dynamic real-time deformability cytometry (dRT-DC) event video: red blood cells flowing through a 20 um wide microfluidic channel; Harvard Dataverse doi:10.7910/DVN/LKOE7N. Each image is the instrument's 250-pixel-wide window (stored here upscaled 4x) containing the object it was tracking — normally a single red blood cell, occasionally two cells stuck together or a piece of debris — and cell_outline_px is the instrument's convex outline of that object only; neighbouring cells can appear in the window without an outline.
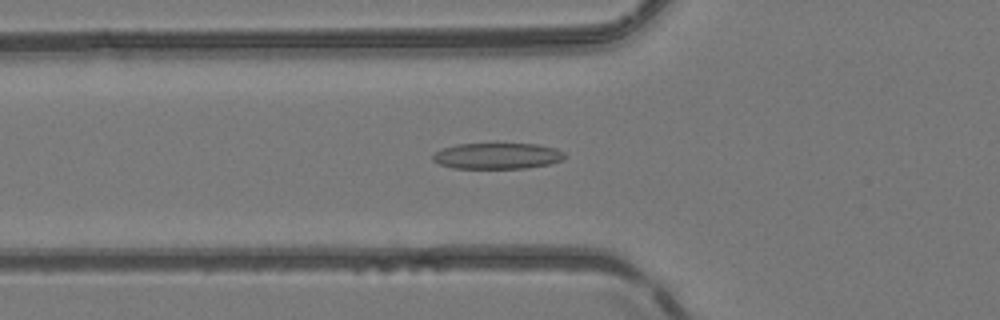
{"species": "common noctule bat (a hibernating species)", "species_latin": "Nyctalus noctula", "temperature_condition": "room temperature", "stored_images_in_passage": 46, "camera_frame_rate_fps": 3000, "um_per_image_px": 0.085, "animal": {"sex": "female", "body_mass_g": 24.6, "forearm_length_mm": 56.2}, "frame": {"image": 1, "passage_image": 14, "time_ms": 4.333, "image_size_px": [1000, 320], "cell_outline_px": [[568, 156], [560, 160], [548, 164], [528, 168], [452, 168], [440, 164], [432, 160], [432, 156], [436, 152], [444, 148], [456, 144], [536, 144], [556, 148], [564, 152]], "centroid_in_image_um": [42.28, 13.25], "position_along_channel_um": 83.5, "area_um2": 19.94}}
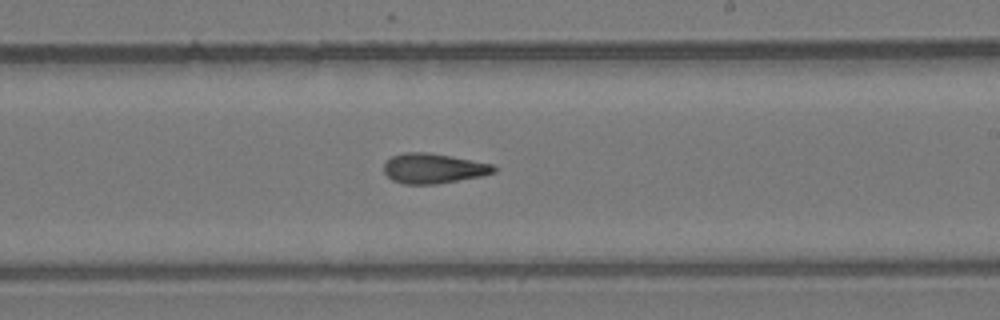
{"frame": {"image": 2, "passage_image": 26, "time_ms": 8.333, "image_size_px": [1000, 320], "cell_outline_px": [[496, 172], [480, 176], [436, 184], [404, 184], [392, 180], [384, 172], [384, 164], [392, 156], [404, 152], [424, 152], [448, 156], [492, 164], [496, 168]], "centroid_in_image_um": [36.81, 14.32], "position_along_channel_um": 252.2, "area_um2": 18.9}}
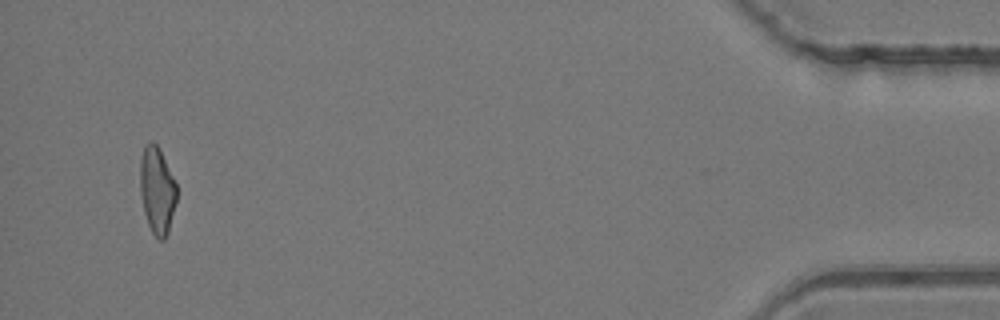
{"frame": {"image": 3, "passage_image": 44, "time_ms": 14.333, "image_size_px": [1000, 320], "cell_outline_px": [[176, 200], [168, 232], [164, 240], [160, 240], [152, 232], [148, 224], [144, 212], [140, 192], [140, 160], [144, 144], [148, 140], [152, 140], [160, 148], [176, 184]], "centroid_in_image_um": [13.33, 16.12], "position_along_channel_um": 421.9, "area_um2": 18.55}, "authors_computed_cell_mechanics": {"area_um2": 19.2763, "velocity_mm_per_s": 4.1868, "shape_relaxation_time_tau1_ms": null, "shape_relaxation_time_tau2_ms": 3.8366, "deformation_change_tau1": null, "deformation_change_tau2": 0.1357}}